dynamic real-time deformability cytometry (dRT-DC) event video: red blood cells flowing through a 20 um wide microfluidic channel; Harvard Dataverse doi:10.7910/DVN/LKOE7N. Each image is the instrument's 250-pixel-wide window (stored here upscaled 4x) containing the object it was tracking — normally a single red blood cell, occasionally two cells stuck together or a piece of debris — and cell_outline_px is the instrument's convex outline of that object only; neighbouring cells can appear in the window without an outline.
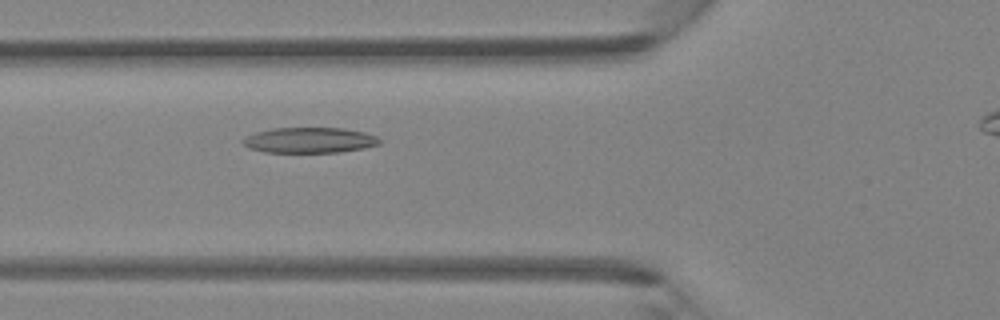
{"species": "Egyptian fruit bat (a non-hibernating species)", "species_latin": "Rousettus aegyptiacus", "temperature_condition": "room temperature", "stored_images_in_passage": 29, "camera_frame_rate_fps": 3000, "um_per_image_px": 0.085, "animal": {"sex": "female"}, "frame": {"image": 1, "passage_image": 5, "time_ms": 1.333, "image_size_px": [1000, 320], "cell_outline_px": [[380, 144], [364, 148], [340, 152], [264, 152], [248, 148], [244, 144], [244, 136], [256, 132], [272, 128], [344, 128], [364, 132], [376, 136], [380, 140]], "centroid_in_image_um": [26.31, 11.91], "position_along_channel_um": 99.5, "area_um2": 20.29}}
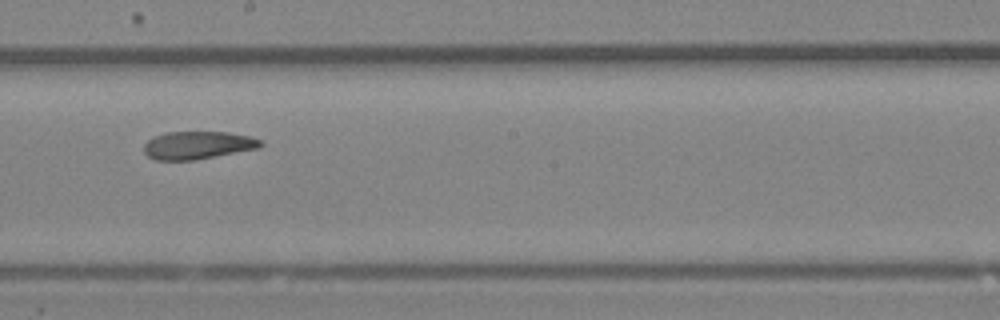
{"frame": {"image": 2, "passage_image": 14, "time_ms": 4.333, "image_size_px": [1000, 320], "cell_outline_px": [[264, 144], [256, 148], [192, 160], [156, 160], [148, 156], [144, 152], [144, 144], [148, 140], [156, 136], [168, 132], [228, 132], [252, 136], [260, 140]], "centroid_in_image_um": [16.79, 12.33], "position_along_channel_um": 231.4, "area_um2": 18.61}}
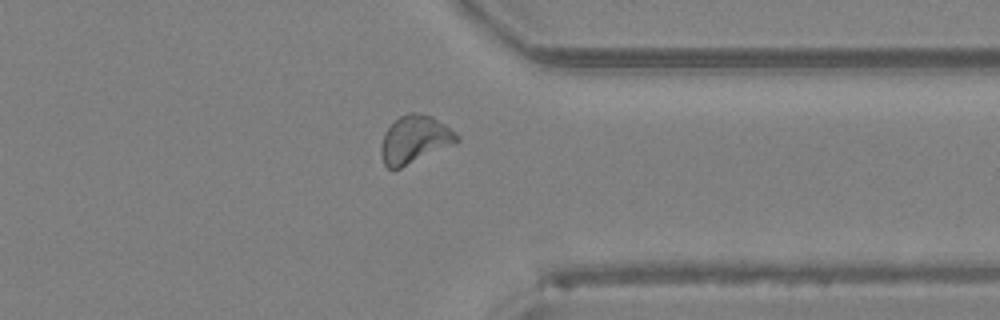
{"frame": {"image": 3, "passage_image": 24, "time_ms": 7.667, "image_size_px": [1000, 320], "cell_outline_px": [[460, 140], [456, 144], [400, 168], [388, 168], [384, 164], [380, 156], [380, 148], [384, 132], [400, 116], [408, 112], [412, 112], [432, 116], [456, 132], [460, 136]], "centroid_in_image_um": [35.26, 11.86], "position_along_channel_um": 376.1, "area_um2": 21.15}}